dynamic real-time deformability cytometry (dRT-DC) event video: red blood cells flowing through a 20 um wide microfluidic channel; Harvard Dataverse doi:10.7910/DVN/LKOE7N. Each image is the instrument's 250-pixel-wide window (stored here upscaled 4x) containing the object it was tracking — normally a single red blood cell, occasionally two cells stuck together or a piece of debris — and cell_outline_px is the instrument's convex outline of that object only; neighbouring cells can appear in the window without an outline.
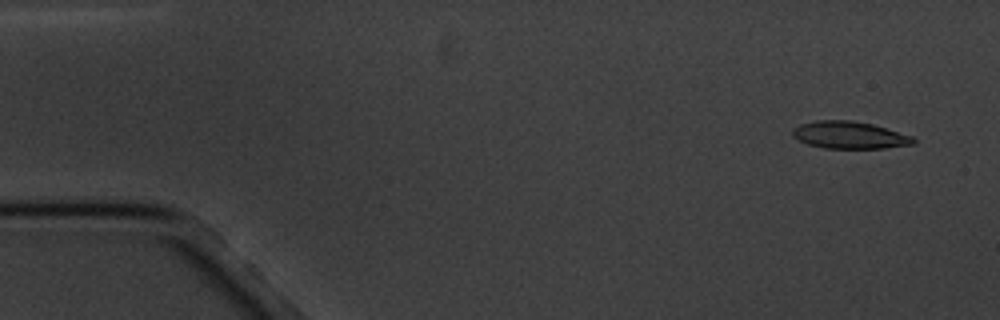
{"species": "common noctule bat (a hibernating species)", "species_latin": "Nyctalus noctula", "temperature_condition": "cold", "stored_images_in_passage": 4, "camera_frame_rate_fps": 3000, "um_per_image_px": 0.085, "animal": {"sex": "male", "body_mass_g": 20.1, "forearm_length_mm": 53.5}, "frame": {"image": 1, "passage_image": 1, "time_ms": 0.0, "image_size_px": [1000, 320], "cell_outline_px": [[916, 144], [884, 148], [824, 148], [808, 144], [792, 136], [792, 128], [800, 124], [816, 120], [852, 120], [872, 124], [912, 136], [916, 140]], "centroid_in_image_um": [72.2, 11.48], "position_along_channel_um": 12.8, "area_um2": 19.19}}